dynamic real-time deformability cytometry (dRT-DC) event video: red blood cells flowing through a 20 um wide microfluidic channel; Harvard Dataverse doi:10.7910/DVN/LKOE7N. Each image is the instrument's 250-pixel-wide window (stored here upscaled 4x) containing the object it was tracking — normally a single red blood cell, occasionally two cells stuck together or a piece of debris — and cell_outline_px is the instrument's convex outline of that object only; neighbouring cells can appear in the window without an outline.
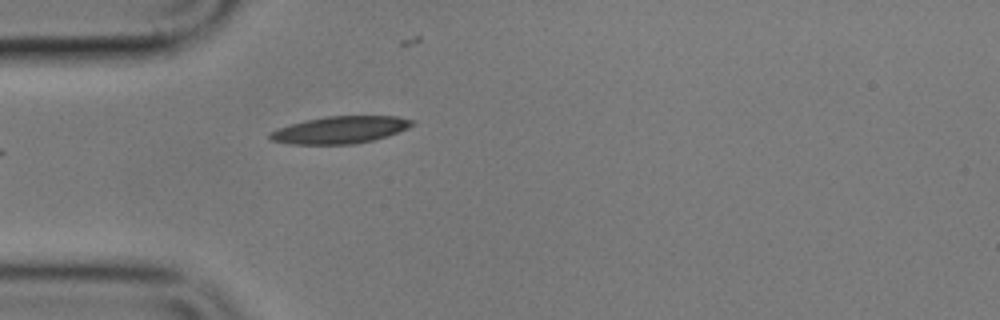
{"species": "common noctule bat (a hibernating species)", "species_latin": "Nyctalus noctula", "temperature_condition": "cold", "stored_images_in_passage": 3, "camera_frame_rate_fps": 3000, "um_per_image_px": 0.085, "animal": {"sex": "male", "body_mass_g": 17.9}, "frame": {"image": 1, "passage_image": 3, "time_ms": 2.333, "image_size_px": [1000, 320], "cell_outline_px": [[416, 124], [408, 128], [388, 136], [372, 140], [352, 144], [292, 144], [272, 140], [268, 136], [268, 132], [276, 128], [308, 120], [328, 116], [396, 116], [416, 120]], "centroid_in_image_um": [28.95, 11.03], "position_along_channel_um": 56.1, "area_um2": 22.48}}